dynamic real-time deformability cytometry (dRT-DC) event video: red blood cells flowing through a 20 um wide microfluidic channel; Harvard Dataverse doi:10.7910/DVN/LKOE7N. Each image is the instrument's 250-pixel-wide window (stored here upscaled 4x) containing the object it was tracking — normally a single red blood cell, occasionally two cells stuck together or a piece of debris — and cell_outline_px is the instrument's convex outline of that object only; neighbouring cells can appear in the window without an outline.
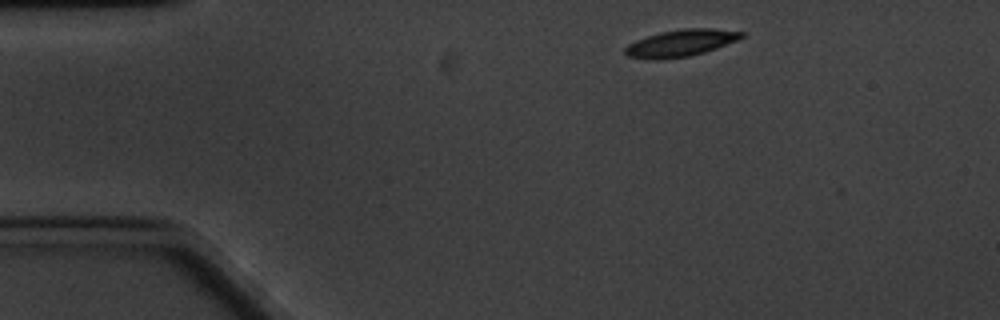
{"species": "common noctule bat (a hibernating species)", "species_latin": "Nyctalus noctula", "temperature_condition": "cold", "stored_images_in_passage": 53, "camera_frame_rate_fps": 3000, "um_per_image_px": 0.085, "animal": {"sex": "male", "body_mass_g": 20.1, "forearm_length_mm": 53.5}, "frame": {"image": 1, "passage_image": 1, "time_ms": 0.0, "image_size_px": [1000, 320], "cell_outline_px": [[744, 36], [736, 40], [716, 48], [704, 52], [688, 56], [660, 60], [648, 60], [628, 56], [624, 52], [624, 48], [628, 44], [636, 40], [660, 32], [684, 28], [712, 28], [744, 32]], "centroid_in_image_um": [57.82, 3.66], "position_along_channel_um": 27.2, "area_um2": 18.21}}
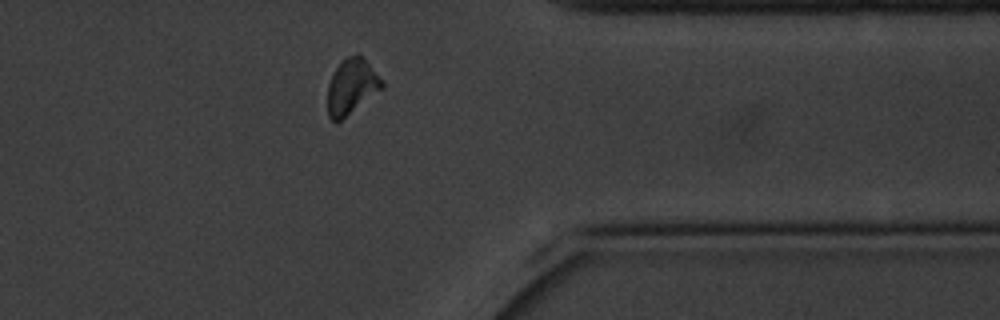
{"frame": {"image": 2, "passage_image": 40, "time_ms": 13.0, "image_size_px": [1000, 320], "cell_outline_px": [[384, 88], [340, 120], [332, 120], [328, 116], [328, 84], [336, 68], [348, 56], [356, 52], [384, 80]], "centroid_in_image_um": [29.91, 7.35], "position_along_channel_um": 381.5, "area_um2": 17.17}}
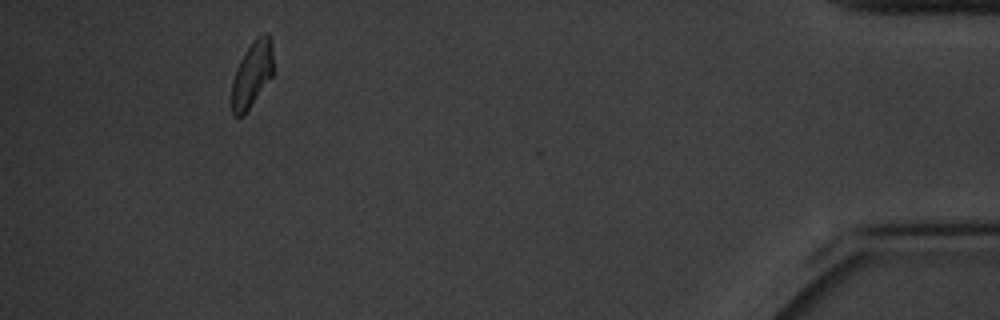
{"frame": {"image": 3, "passage_image": 48, "time_ms": 15.667, "image_size_px": [1000, 320], "cell_outline_px": [[272, 76], [244, 116], [232, 116], [232, 80], [236, 68], [240, 60], [252, 40], [256, 36], [264, 32], [268, 32], [272, 40]], "centroid_in_image_um": [21.42, 6.29], "position_along_channel_um": 413.8, "area_um2": 16.13}, "authors_computed_cell_mechanics": {"area_um2": 17.8602, "velocity_mm_per_s": 3.2472, "shape_relaxation_time_tau1_ms": 5.9731, "shape_relaxation_time_tau2_ms": 4.3104, "deformation_change_tau1": 0.1632, "deformation_change_tau2": 0.1011}}